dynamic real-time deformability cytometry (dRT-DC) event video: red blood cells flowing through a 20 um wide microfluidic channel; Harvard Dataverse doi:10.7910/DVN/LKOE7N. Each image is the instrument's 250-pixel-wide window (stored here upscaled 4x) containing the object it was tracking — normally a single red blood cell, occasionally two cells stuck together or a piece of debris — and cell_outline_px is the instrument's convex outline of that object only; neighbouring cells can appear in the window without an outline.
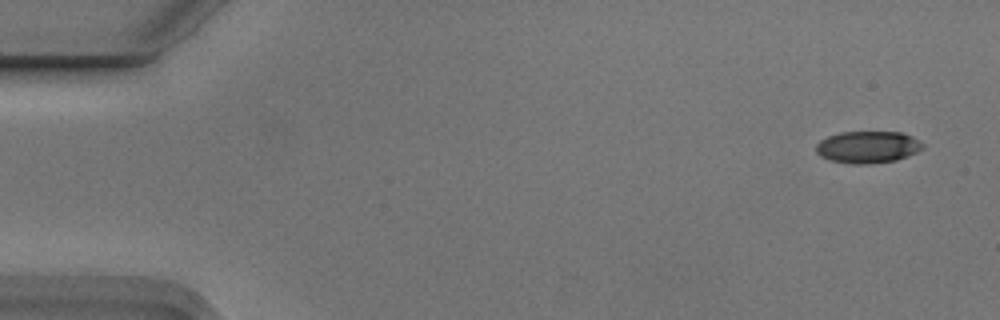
{"species": "Egyptian fruit bat (a non-hibernating species)", "species_latin": "Rousettus aegyptiacus", "temperature_condition": "cold", "stored_images_in_passage": 4, "segment_of_instrument_passage": [2, 2], "camera_frame_rate_fps": 3000, "um_per_image_px": 0.085, "animal": {"sex": "male"}, "frame": {"image": 1, "passage_image": 4, "time_ms": 1.0, "image_size_px": [1000, 320], "cell_outline_px": [[924, 148], [908, 156], [896, 160], [868, 164], [852, 164], [828, 160], [820, 156], [816, 152], [816, 144], [820, 140], [828, 136], [840, 132], [900, 132], [912, 136], [920, 140], [924, 144]], "centroid_in_image_um": [73.76, 12.5], "position_along_channel_um": 11.2, "area_um2": 20.06}}